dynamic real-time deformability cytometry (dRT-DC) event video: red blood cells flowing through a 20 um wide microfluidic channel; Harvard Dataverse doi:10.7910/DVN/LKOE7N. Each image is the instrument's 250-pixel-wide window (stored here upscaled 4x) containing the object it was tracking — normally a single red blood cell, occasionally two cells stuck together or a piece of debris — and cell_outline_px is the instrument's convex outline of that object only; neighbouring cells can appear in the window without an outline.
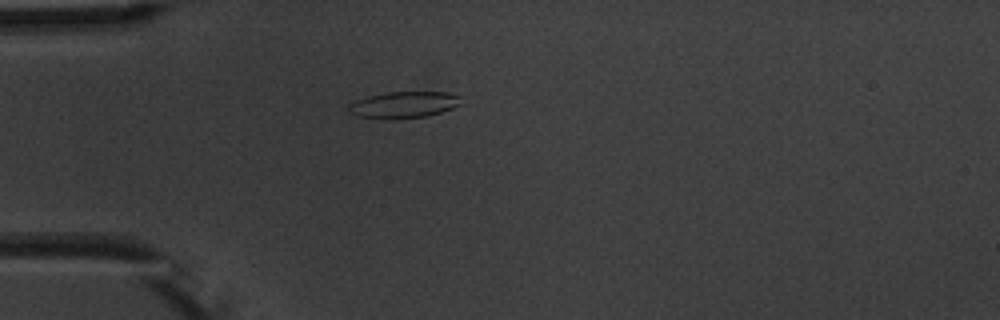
{"species": "common noctule bat (a hibernating species)", "species_latin": "Nyctalus noctula", "temperature_condition": "warm", "stored_images_in_passage": 4, "camera_frame_rate_fps": 3000, "um_per_image_px": 0.085, "animal": {"sex": "male", "body_mass_g": 20.1, "forearm_length_mm": 53.5}, "frame": {"image": 1, "passage_image": 4, "time_ms": 4.333, "image_size_px": [1000, 320], "cell_outline_px": [[460, 104], [452, 108], [428, 116], [360, 116], [352, 112], [348, 108], [348, 104], [356, 100], [368, 96], [388, 92], [448, 92], [460, 96]], "centroid_in_image_um": [34.39, 8.84], "position_along_channel_um": 50.6, "area_um2": 16.3}}